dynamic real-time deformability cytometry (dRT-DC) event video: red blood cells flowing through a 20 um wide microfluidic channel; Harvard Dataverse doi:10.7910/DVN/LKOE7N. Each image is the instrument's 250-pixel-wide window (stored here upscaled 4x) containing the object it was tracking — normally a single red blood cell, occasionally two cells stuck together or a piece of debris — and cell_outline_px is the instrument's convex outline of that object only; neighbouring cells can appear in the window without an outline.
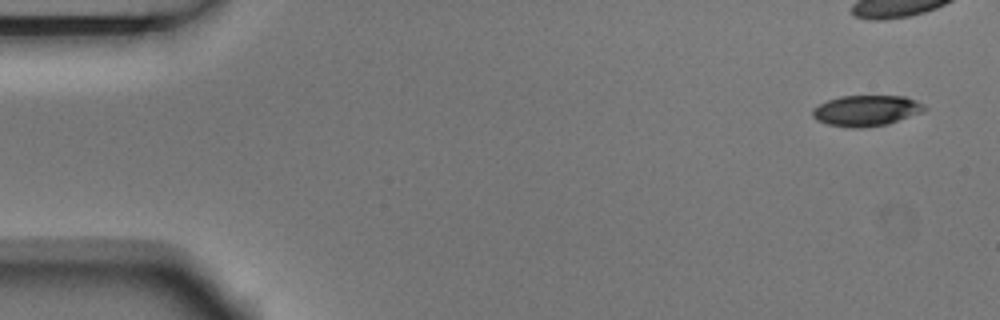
{"species": "Egyptian fruit bat (a non-hibernating species)", "species_latin": "Rousettus aegyptiacus", "temperature_condition": "room temperature", "stored_images_in_passage": 4, "camera_frame_rate_fps": 3000, "um_per_image_px": 0.085, "animal": {"sex": "male"}, "frame": {"image": 1, "passage_image": 1, "time_ms": 0.0, "image_size_px": [1000, 320], "cell_outline_px": [[928, 108], [920, 112], [888, 124], [860, 128], [852, 128], [828, 124], [816, 120], [812, 116], [812, 108], [828, 100], [840, 96], [904, 96], [916, 100], [924, 104]], "centroid_in_image_um": [73.61, 9.4], "position_along_channel_um": 11.4, "area_um2": 20.0}}